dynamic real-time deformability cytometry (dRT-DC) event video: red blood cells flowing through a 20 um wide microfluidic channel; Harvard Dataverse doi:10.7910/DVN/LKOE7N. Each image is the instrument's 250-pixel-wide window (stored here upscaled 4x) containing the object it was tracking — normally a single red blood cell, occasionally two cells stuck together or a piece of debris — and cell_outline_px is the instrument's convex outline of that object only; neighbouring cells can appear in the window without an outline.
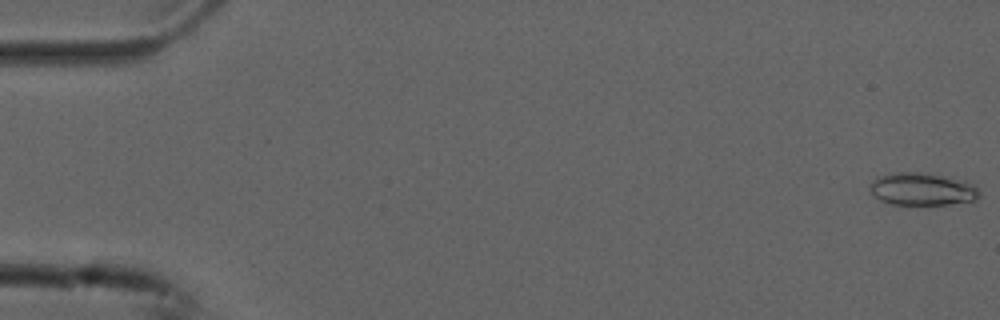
{"species": "common noctule bat (a hibernating species)", "species_latin": "Nyctalus noctula", "temperature_condition": "cold", "stored_images_in_passage": 54, "camera_frame_rate_fps": 3000, "um_per_image_px": 0.085, "animal": {"sex": "male", "forearm_length_mm": 52.5}, "frame": {"image": 1, "passage_image": 1, "time_ms": 0.0, "image_size_px": [1000, 320], "cell_outline_px": [[980, 196], [976, 200], [948, 204], [892, 204], [880, 200], [868, 188], [872, 180], [876, 176], [896, 172], [932, 172], [952, 176], [964, 180], [972, 184], [980, 192]], "centroid_in_image_um": [78.4, 16.04], "position_along_channel_um": 6.6, "area_um2": 21.15}}
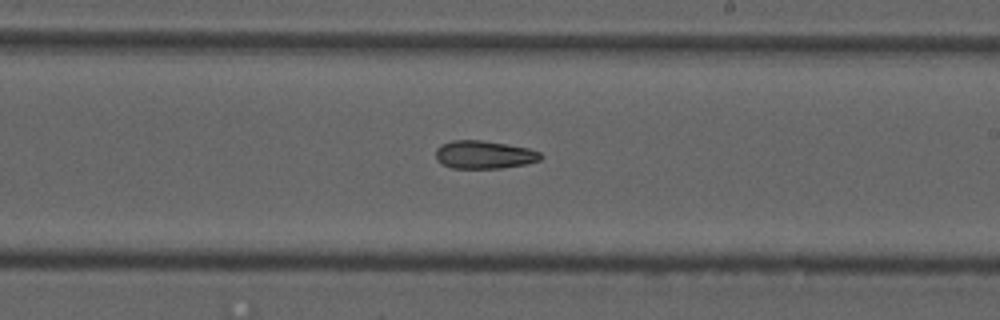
{"frame": {"image": 2, "passage_image": 32, "time_ms": 10.333, "image_size_px": [1000, 320], "cell_outline_px": [[544, 156], [540, 160], [524, 164], [500, 168], [452, 168], [436, 160], [436, 148], [440, 144], [452, 140], [484, 140], [508, 144], [528, 148], [540, 152]], "centroid_in_image_um": [41.14, 13.13], "position_along_channel_um": 247.9, "area_um2": 17.22}}
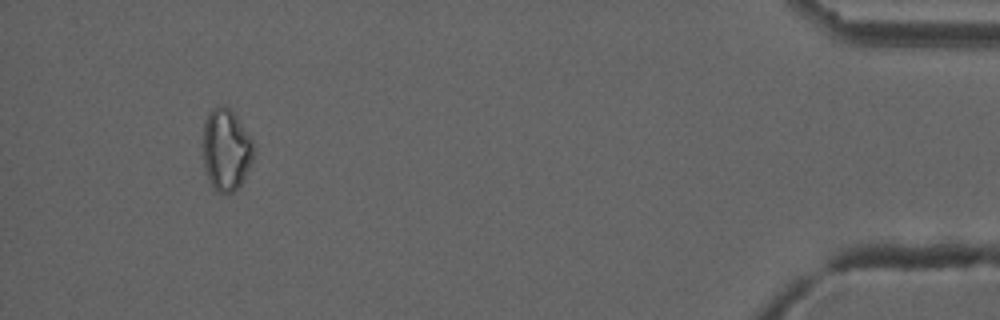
{"frame": {"image": 3, "passage_image": 51, "time_ms": 16.667, "image_size_px": [1000, 320], "cell_outline_px": [[252, 160], [244, 180], [232, 192], [224, 196], [216, 192], [208, 180], [204, 168], [200, 144], [204, 120], [208, 112], [212, 108], [228, 108], [236, 116], [252, 140]], "centroid_in_image_um": [19.14, 12.78], "position_along_channel_um": 416.1, "area_um2": 24.57}}